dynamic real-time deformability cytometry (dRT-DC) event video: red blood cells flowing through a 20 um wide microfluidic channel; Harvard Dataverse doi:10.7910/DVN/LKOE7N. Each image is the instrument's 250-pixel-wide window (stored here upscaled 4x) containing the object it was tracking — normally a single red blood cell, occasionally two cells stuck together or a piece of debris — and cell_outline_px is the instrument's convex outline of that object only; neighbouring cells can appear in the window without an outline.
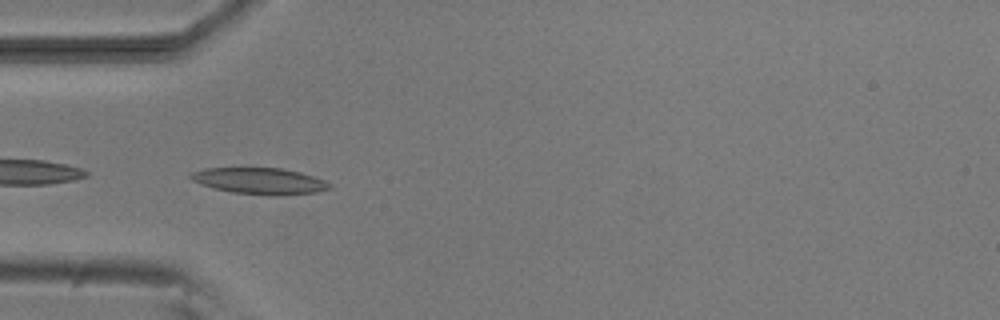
{"species": "common noctule bat (a hibernating species)", "species_latin": "Nyctalus noctula", "temperature_condition": "room temperature", "stored_images_in_passage": 53, "camera_frame_rate_fps": 3000, "um_per_image_px": 0.085, "animal": {"sex": "male", "body_mass_g": 20.5, "forearm_length_mm": 52.5}, "frame": {"image": 1, "passage_image": 15, "time_ms": 4.667, "image_size_px": [1000, 320], "cell_outline_px": [[332, 188], [316, 192], [280, 196], [268, 196], [232, 192], [212, 188], [192, 180], [188, 176], [192, 172], [204, 168], [280, 168], [300, 172], [324, 180], [332, 184]], "centroid_in_image_um": [22.09, 15.39], "position_along_channel_um": 62.9, "area_um2": 21.44}}
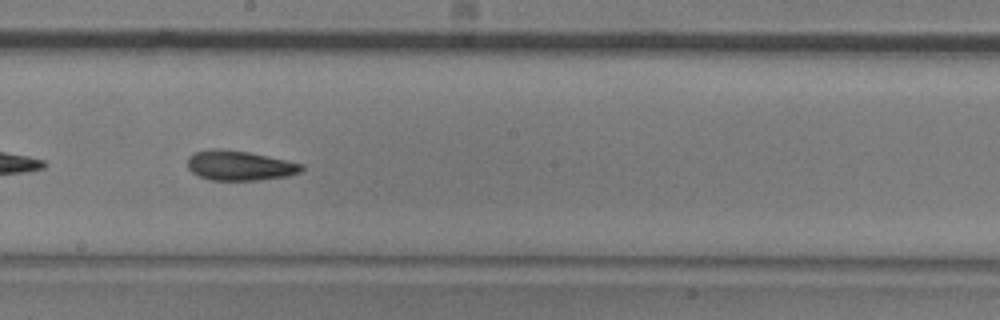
{"frame": {"image": 2, "passage_image": 28, "time_ms": 9.0, "image_size_px": [1000, 320], "cell_outline_px": [[304, 168], [300, 172], [288, 176], [260, 180], [212, 180], [200, 176], [192, 172], [188, 168], [188, 156], [192, 152], [212, 148], [220, 148], [248, 152], [288, 160], [304, 164]], "centroid_in_image_um": [20.37, 14.06], "position_along_channel_um": 227.8, "area_um2": 20.0}}
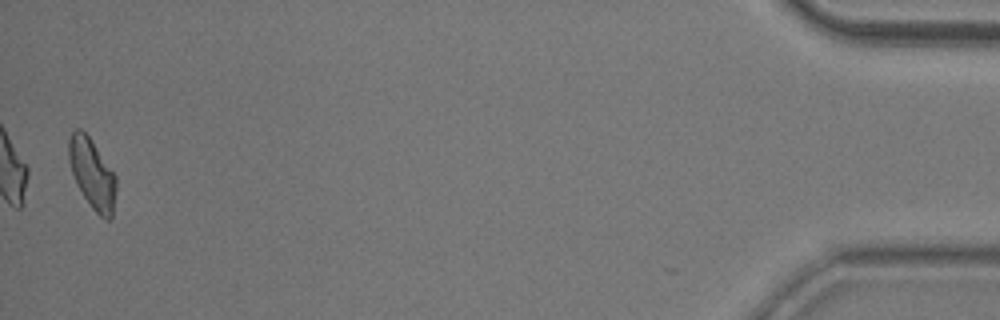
{"frame": {"image": 3, "passage_image": 51, "time_ms": 16.667, "image_size_px": [1000, 320], "cell_outline_px": [[116, 188], [112, 220], [104, 220], [92, 208], [76, 184], [68, 160], [68, 140], [72, 132], [76, 128], [80, 128], [88, 136], [116, 176]], "centroid_in_image_um": [7.83, 14.79], "position_along_channel_um": 427.4, "area_um2": 19.19}, "authors_computed_cell_mechanics": {"area_um2": 19.652, "velocity_mm_per_s": 3.802, "shape_relaxation_time_tau1_ms": 6.9705, "shape_relaxation_time_tau2_ms": 3.682, "deformation_change_tau1": 0.1666, "deformation_change_tau2": 0.1054}}